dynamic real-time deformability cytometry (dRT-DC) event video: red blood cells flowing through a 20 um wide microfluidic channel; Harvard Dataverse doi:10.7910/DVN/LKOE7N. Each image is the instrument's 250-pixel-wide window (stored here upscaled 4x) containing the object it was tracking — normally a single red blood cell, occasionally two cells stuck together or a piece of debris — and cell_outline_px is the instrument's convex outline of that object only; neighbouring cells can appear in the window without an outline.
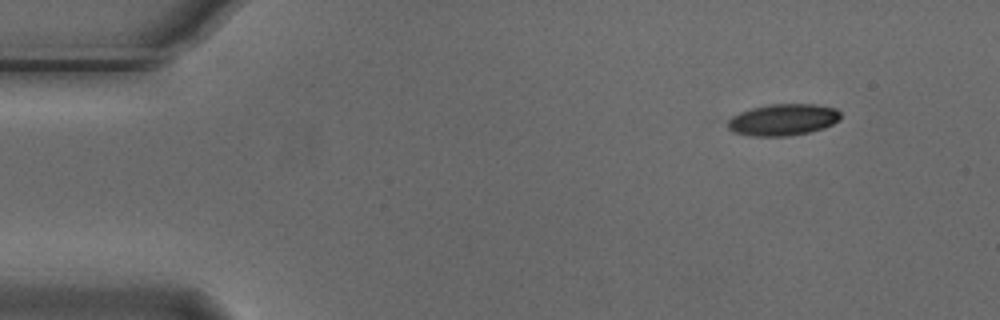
{"species": "Egyptian fruit bat (a non-hibernating species)", "species_latin": "Rousettus aegyptiacus", "temperature_condition": "cold", "stored_images_in_passage": 50, "camera_frame_rate_fps": 3000, "um_per_image_px": 0.085, "animal": {"sex": "male"}, "frame": {"image": 1, "passage_image": 1, "time_ms": 0.0, "image_size_px": [1000, 320], "cell_outline_px": [[840, 120], [824, 128], [808, 132], [788, 136], [752, 136], [732, 132], [728, 128], [728, 120], [732, 116], [740, 112], [752, 108], [768, 104], [816, 104], [836, 108], [840, 112]], "centroid_in_image_um": [66.56, 10.17], "position_along_channel_um": 18.4, "area_um2": 20.87}}
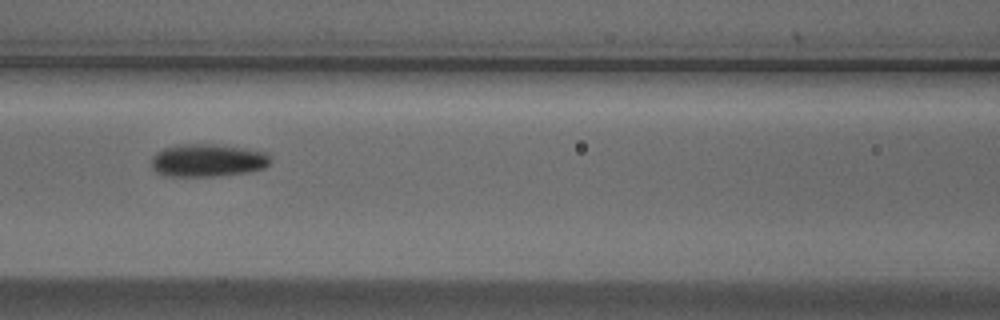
{"frame": {"image": 2, "passage_image": 19, "time_ms": 6.0, "image_size_px": [1000, 320], "cell_outline_px": [[272, 160], [264, 168], [248, 172], [216, 176], [164, 176], [156, 172], [152, 168], [152, 156], [156, 152], [164, 148], [180, 144], [212, 144], [244, 148], [264, 152]], "centroid_in_image_um": [17.62, 13.63], "position_along_channel_um": 149.0, "area_um2": 22.72}}
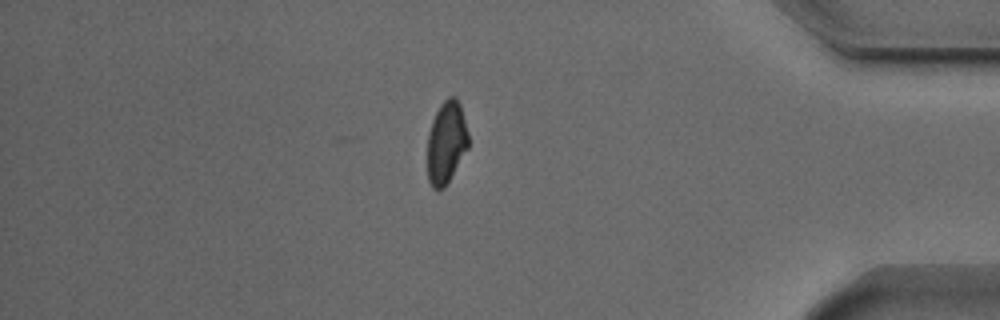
{"frame": {"image": 3, "passage_image": 42, "time_ms": 13.667, "image_size_px": [1000, 320], "cell_outline_px": [[468, 148], [444, 188], [432, 188], [428, 180], [428, 132], [432, 120], [440, 104], [448, 96], [456, 96], [460, 104], [468, 132]], "centroid_in_image_um": [37.93, 12.07], "position_along_channel_um": 397.3, "area_um2": 19.59}, "authors_computed_cell_mechanics": {"area_um2": 21.2993, "velocity_mm_per_s": 3.7098, "shape_relaxation_time_tau1_ms": 4.5347, "shape_relaxation_time_tau2_ms": 2.9362, "deformation_change_tau1": 0.131, "deformation_change_tau2": 0.0824}}